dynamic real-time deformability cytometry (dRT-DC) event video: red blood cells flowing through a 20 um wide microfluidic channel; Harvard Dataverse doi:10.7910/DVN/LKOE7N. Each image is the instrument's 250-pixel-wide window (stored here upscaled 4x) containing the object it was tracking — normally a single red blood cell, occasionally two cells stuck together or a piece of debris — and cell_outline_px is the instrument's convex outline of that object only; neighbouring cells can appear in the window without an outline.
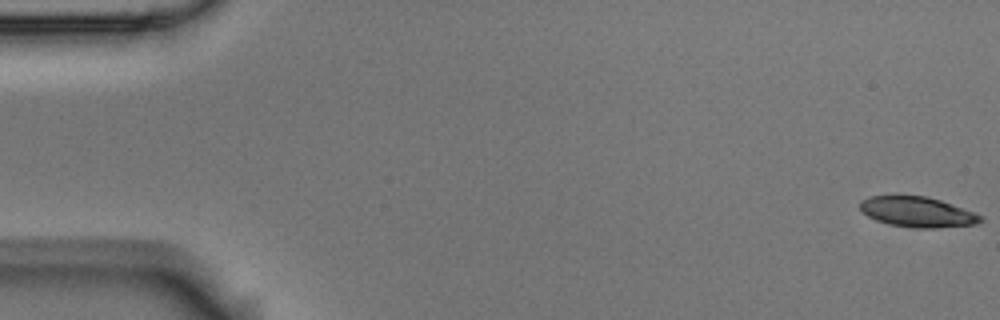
{"species": "Egyptian fruit bat (a non-hibernating species)", "species_latin": "Rousettus aegyptiacus", "temperature_condition": "room temperature", "stored_images_in_passage": 57, "camera_frame_rate_fps": 3000, "um_per_image_px": 0.085, "animal": {"sex": "male"}, "frame": {"image": 1, "passage_image": 1, "time_ms": 0.0, "image_size_px": [1000, 320], "cell_outline_px": [[984, 220], [976, 224], [936, 228], [912, 228], [888, 224], [876, 220], [868, 216], [860, 208], [860, 200], [868, 196], [896, 192], [928, 196], [940, 200], [984, 216]], "centroid_in_image_um": [77.91, 17.96], "position_along_channel_um": 7.1, "area_um2": 22.14}}
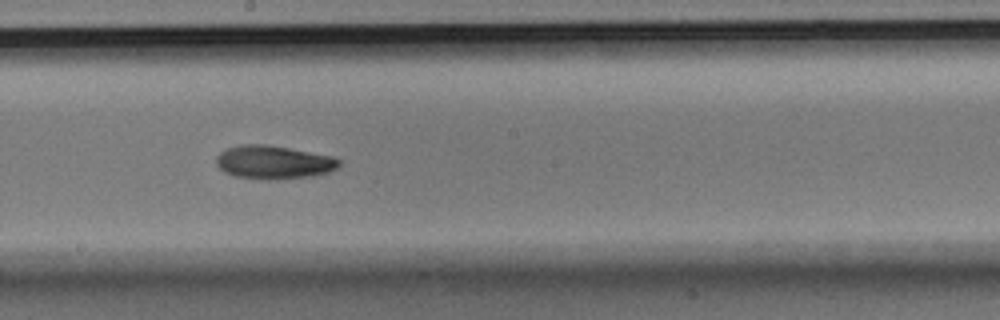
{"frame": {"image": 2, "passage_image": 31, "time_ms": 10.0, "image_size_px": [1000, 320], "cell_outline_px": [[344, 160], [336, 168], [328, 172], [312, 176], [272, 180], [232, 176], [224, 172], [216, 164], [216, 156], [220, 152], [228, 148], [240, 144], [264, 144], [288, 148], [332, 156]], "centroid_in_image_um": [23.25, 13.79], "position_along_channel_um": 225.0, "area_um2": 23.99}}
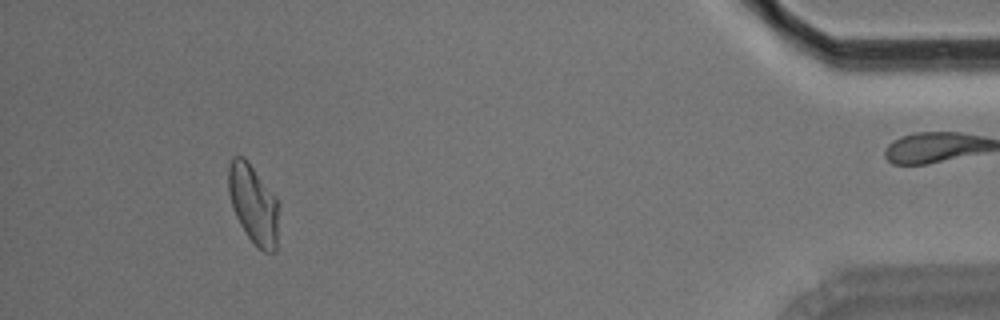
{"frame": {"image": 3, "passage_image": 52, "time_ms": 17.0, "image_size_px": [1000, 320], "cell_outline_px": [[280, 204], [276, 252], [264, 252], [248, 236], [240, 224], [232, 208], [228, 192], [228, 168], [232, 156], [244, 156], [248, 160], [276, 196]], "centroid_in_image_um": [21.56, 17.32], "position_along_channel_um": 413.6, "area_um2": 23.64}, "authors_computed_cell_mechanics": {"area_um2": 23.0622, "velocity_mm_per_s": 3.5974, "shape_relaxation_time_tau1_ms": 5.0049, "shape_relaxation_time_tau2_ms": null, "deformation_change_tau1": 0.1414, "deformation_change_tau2": null}}